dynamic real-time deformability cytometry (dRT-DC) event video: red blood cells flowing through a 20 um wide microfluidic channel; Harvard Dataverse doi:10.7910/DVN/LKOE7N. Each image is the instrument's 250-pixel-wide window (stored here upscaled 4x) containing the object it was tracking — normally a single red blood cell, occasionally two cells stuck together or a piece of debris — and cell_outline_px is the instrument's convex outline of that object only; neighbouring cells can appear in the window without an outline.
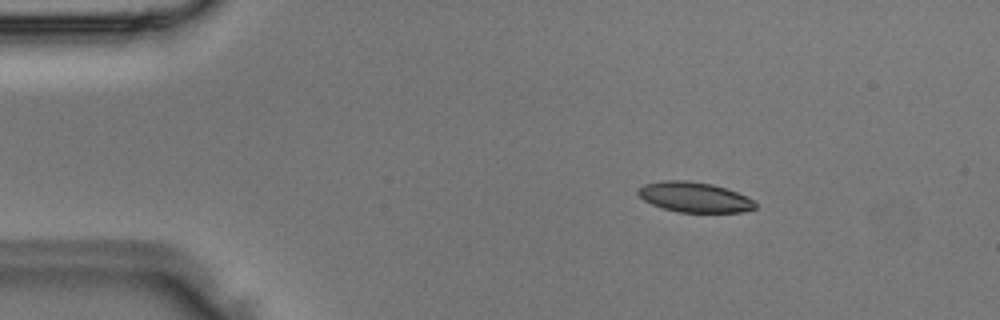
{"species": "Egyptian fruit bat (a non-hibernating species)", "species_latin": "Rousettus aegyptiacus", "temperature_condition": "room temperature", "stored_images_in_passage": 6, "camera_frame_rate_fps": 3000, "um_per_image_px": 0.085, "animal": {"sex": "male"}, "frame": {"image": 1, "passage_image": 2, "time_ms": 0.333, "image_size_px": [1000, 320], "cell_outline_px": [[756, 208], [744, 212], [680, 212], [664, 208], [652, 204], [644, 200], [636, 192], [644, 184], [664, 180], [688, 180], [712, 184], [736, 192], [756, 200]], "centroid_in_image_um": [59.05, 16.75], "position_along_channel_um": 25.9, "area_um2": 20.52}}
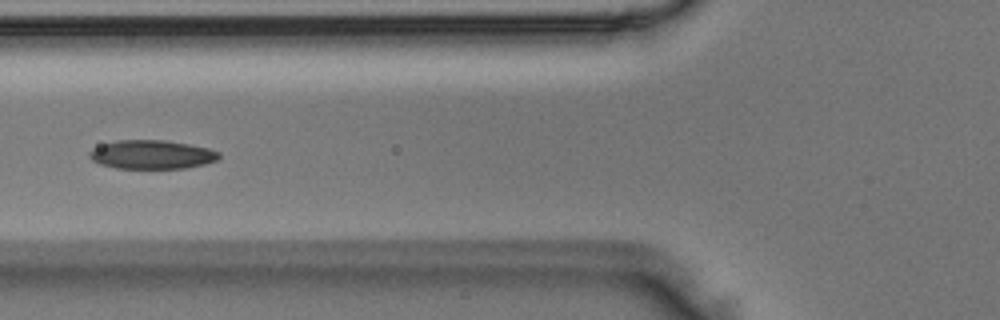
{"frame": {"image": 2, "passage_image": 5, "time_ms": 1.333, "image_size_px": [1000, 320], "cell_outline_px": [[220, 156], [216, 160], [204, 164], [184, 168], [116, 168], [100, 164], [92, 160], [88, 156], [88, 152], [92, 148], [116, 140], [164, 140], [188, 144], [208, 148], [220, 152]], "centroid_in_image_um": [12.87, 13.13], "position_along_channel_um": 112.9, "area_um2": 21.68}}